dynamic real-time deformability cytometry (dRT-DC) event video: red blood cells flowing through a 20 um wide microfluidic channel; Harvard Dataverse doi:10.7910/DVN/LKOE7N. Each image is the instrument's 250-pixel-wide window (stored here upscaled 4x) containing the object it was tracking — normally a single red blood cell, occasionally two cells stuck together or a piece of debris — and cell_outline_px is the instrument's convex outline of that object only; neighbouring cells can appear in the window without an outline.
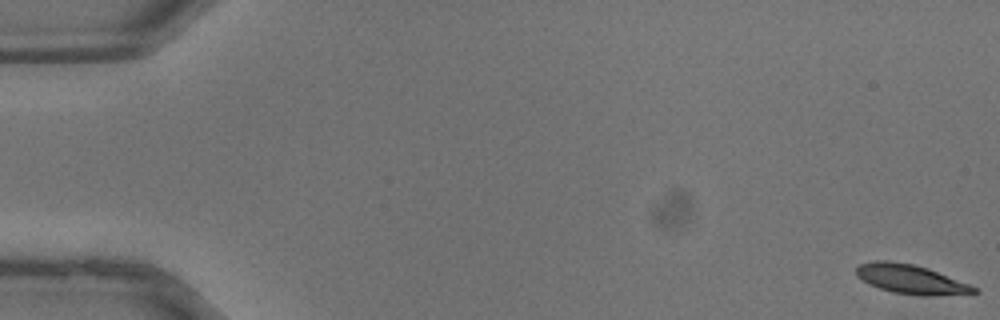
{"species": "common noctule bat (a hibernating species)", "species_latin": "Nyctalus noctula", "temperature_condition": "warm", "stored_images_in_passage": 38, "camera_frame_rate_fps": 3000, "um_per_image_px": 0.085, "animal": {"sex": "male", "body_mass_g": 13.3}, "frame": {"image": 1, "passage_image": 1, "time_ms": 0.0, "image_size_px": [1000, 320], "cell_outline_px": [[980, 292], [932, 296], [920, 296], [892, 292], [868, 284], [856, 276], [856, 268], [860, 264], [876, 260], [888, 260], [912, 264], [928, 268], [968, 284], [976, 288]], "centroid_in_image_um": [77.38, 23.74], "position_along_channel_um": 7.6, "area_um2": 19.94}}
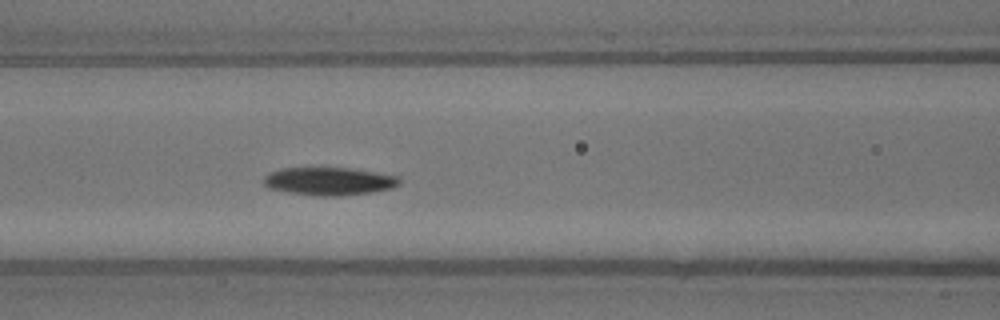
{"frame": {"image": 2, "passage_image": 17, "time_ms": 5.333, "image_size_px": [1000, 320], "cell_outline_px": [[400, 184], [392, 188], [372, 192], [336, 196], [320, 196], [288, 192], [268, 188], [264, 184], [264, 176], [268, 172], [280, 168], [352, 168], [400, 176]], "centroid_in_image_um": [27.98, 15.4], "position_along_channel_um": 138.6, "area_um2": 22.2}}
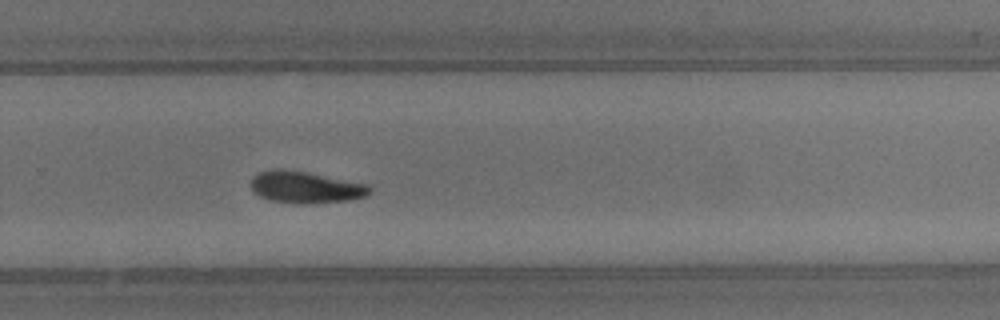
{"frame": {"image": 3, "passage_image": 26, "time_ms": 8.333, "image_size_px": [1000, 320], "cell_outline_px": [[372, 192], [368, 196], [352, 200], [308, 204], [296, 204], [272, 200], [260, 196], [252, 188], [252, 176], [260, 172], [272, 168], [280, 168], [304, 172], [368, 184], [372, 188]], "centroid_in_image_um": [26.02, 15.92], "position_along_channel_um": 303.8, "area_um2": 22.02}}